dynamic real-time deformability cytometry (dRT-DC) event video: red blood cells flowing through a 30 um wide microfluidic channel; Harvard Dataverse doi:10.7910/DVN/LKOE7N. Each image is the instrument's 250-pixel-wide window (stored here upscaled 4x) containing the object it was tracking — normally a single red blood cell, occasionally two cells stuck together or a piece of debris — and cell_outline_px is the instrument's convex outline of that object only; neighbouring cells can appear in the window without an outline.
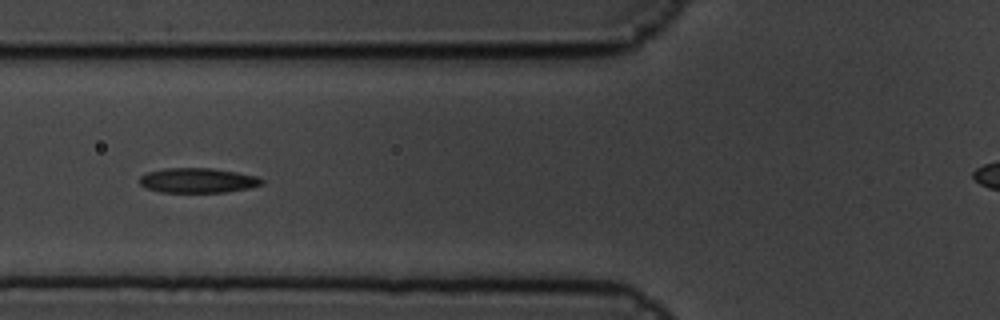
{"species": "common noctule bat (a hibernating species)", "species_latin": "Nyctalus noctula", "temperature_condition": "cold", "stored_images_in_passage": 7, "camera_frame_rate_fps": 3000, "um_per_image_px": 0.085, "animal": {"sex": "male", "body_mass_g": 19.5, "forearm_length_mm": 54.6}, "frame": {"image": 1, "passage_image": 6, "time_ms": 1.667, "image_size_px": [1000, 320], "cell_outline_px": [[264, 184], [248, 188], [228, 192], [160, 192], [148, 188], [140, 184], [140, 176], [148, 172], [164, 168], [212, 168], [236, 172], [256, 176], [264, 180]], "centroid_in_image_um": [16.83, 15.33], "position_along_channel_um": 109.0, "area_um2": 17.63}}
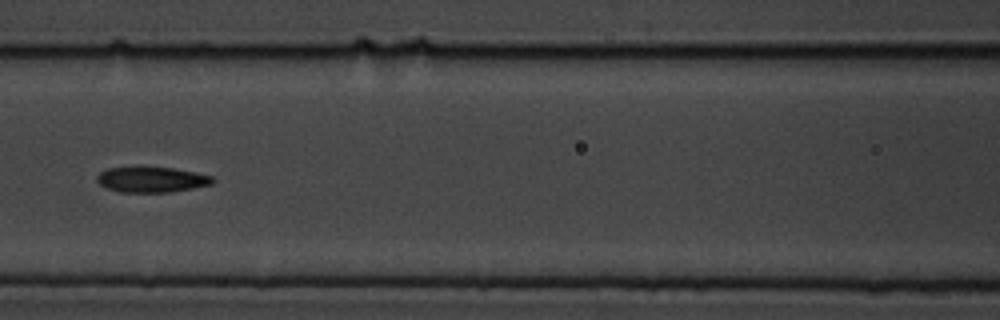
{"frame": {"image": 2, "passage_image": 7, "time_ms": 2.0, "image_size_px": [1000, 320], "cell_outline_px": [[216, 180], [212, 184], [192, 188], [168, 192], [120, 192], [108, 188], [100, 184], [96, 180], [96, 176], [100, 172], [108, 168], [140, 164], [172, 168], [196, 172], [212, 176]], "centroid_in_image_um": [12.85, 15.21], "position_along_channel_um": 153.7, "area_um2": 17.8}}